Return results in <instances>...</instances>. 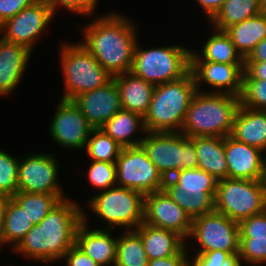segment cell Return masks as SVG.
I'll return each instance as SVG.
<instances>
[{
	"mask_svg": "<svg viewBox=\"0 0 266 266\" xmlns=\"http://www.w3.org/2000/svg\"><path fill=\"white\" fill-rule=\"evenodd\" d=\"M83 211L78 202L70 198L60 200L39 224L26 233L14 252L43 263L62 260L75 245Z\"/></svg>",
	"mask_w": 266,
	"mask_h": 266,
	"instance_id": "1",
	"label": "cell"
},
{
	"mask_svg": "<svg viewBox=\"0 0 266 266\" xmlns=\"http://www.w3.org/2000/svg\"><path fill=\"white\" fill-rule=\"evenodd\" d=\"M93 20L84 25L80 43L110 75L130 72L138 40L135 23L113 11Z\"/></svg>",
	"mask_w": 266,
	"mask_h": 266,
	"instance_id": "2",
	"label": "cell"
},
{
	"mask_svg": "<svg viewBox=\"0 0 266 266\" xmlns=\"http://www.w3.org/2000/svg\"><path fill=\"white\" fill-rule=\"evenodd\" d=\"M239 107L238 96L197 91L189 105L180 132L188 138L229 136Z\"/></svg>",
	"mask_w": 266,
	"mask_h": 266,
	"instance_id": "3",
	"label": "cell"
},
{
	"mask_svg": "<svg viewBox=\"0 0 266 266\" xmlns=\"http://www.w3.org/2000/svg\"><path fill=\"white\" fill-rule=\"evenodd\" d=\"M197 87L191 71L184 77L155 85L144 126L147 132H180Z\"/></svg>",
	"mask_w": 266,
	"mask_h": 266,
	"instance_id": "4",
	"label": "cell"
},
{
	"mask_svg": "<svg viewBox=\"0 0 266 266\" xmlns=\"http://www.w3.org/2000/svg\"><path fill=\"white\" fill-rule=\"evenodd\" d=\"M191 51L179 44L142 49L137 41L130 72L153 85L180 79L190 71Z\"/></svg>",
	"mask_w": 266,
	"mask_h": 266,
	"instance_id": "5",
	"label": "cell"
},
{
	"mask_svg": "<svg viewBox=\"0 0 266 266\" xmlns=\"http://www.w3.org/2000/svg\"><path fill=\"white\" fill-rule=\"evenodd\" d=\"M61 45L60 62L65 85L62 100L72 101L81 93L104 86L113 78L80 40L76 44Z\"/></svg>",
	"mask_w": 266,
	"mask_h": 266,
	"instance_id": "6",
	"label": "cell"
},
{
	"mask_svg": "<svg viewBox=\"0 0 266 266\" xmlns=\"http://www.w3.org/2000/svg\"><path fill=\"white\" fill-rule=\"evenodd\" d=\"M140 145L165 179L198 168L195 143L181 132H146Z\"/></svg>",
	"mask_w": 266,
	"mask_h": 266,
	"instance_id": "7",
	"label": "cell"
},
{
	"mask_svg": "<svg viewBox=\"0 0 266 266\" xmlns=\"http://www.w3.org/2000/svg\"><path fill=\"white\" fill-rule=\"evenodd\" d=\"M144 194L121 186L97 193L88 201L91 210L108 230L117 227L135 230L144 220Z\"/></svg>",
	"mask_w": 266,
	"mask_h": 266,
	"instance_id": "8",
	"label": "cell"
},
{
	"mask_svg": "<svg viewBox=\"0 0 266 266\" xmlns=\"http://www.w3.org/2000/svg\"><path fill=\"white\" fill-rule=\"evenodd\" d=\"M266 210V185L262 180L226 178L219 180L215 211L240 223Z\"/></svg>",
	"mask_w": 266,
	"mask_h": 266,
	"instance_id": "9",
	"label": "cell"
},
{
	"mask_svg": "<svg viewBox=\"0 0 266 266\" xmlns=\"http://www.w3.org/2000/svg\"><path fill=\"white\" fill-rule=\"evenodd\" d=\"M189 237L200 246L198 251L194 250L195 254L221 250L230 252L236 259L238 257L239 223L215 210L193 218Z\"/></svg>",
	"mask_w": 266,
	"mask_h": 266,
	"instance_id": "10",
	"label": "cell"
},
{
	"mask_svg": "<svg viewBox=\"0 0 266 266\" xmlns=\"http://www.w3.org/2000/svg\"><path fill=\"white\" fill-rule=\"evenodd\" d=\"M117 185L144 195L163 190L165 178L141 145L122 148L116 161Z\"/></svg>",
	"mask_w": 266,
	"mask_h": 266,
	"instance_id": "11",
	"label": "cell"
},
{
	"mask_svg": "<svg viewBox=\"0 0 266 266\" xmlns=\"http://www.w3.org/2000/svg\"><path fill=\"white\" fill-rule=\"evenodd\" d=\"M26 156V157H25ZM19 159L18 191L46 193L65 199L58 177V160L51 153H29Z\"/></svg>",
	"mask_w": 266,
	"mask_h": 266,
	"instance_id": "12",
	"label": "cell"
},
{
	"mask_svg": "<svg viewBox=\"0 0 266 266\" xmlns=\"http://www.w3.org/2000/svg\"><path fill=\"white\" fill-rule=\"evenodd\" d=\"M55 14L47 1H35L14 17L0 25V37L22 44L33 51L36 41L52 21Z\"/></svg>",
	"mask_w": 266,
	"mask_h": 266,
	"instance_id": "13",
	"label": "cell"
},
{
	"mask_svg": "<svg viewBox=\"0 0 266 266\" xmlns=\"http://www.w3.org/2000/svg\"><path fill=\"white\" fill-rule=\"evenodd\" d=\"M143 222L152 227L175 231L187 240L193 219L163 189L144 196Z\"/></svg>",
	"mask_w": 266,
	"mask_h": 266,
	"instance_id": "14",
	"label": "cell"
},
{
	"mask_svg": "<svg viewBox=\"0 0 266 266\" xmlns=\"http://www.w3.org/2000/svg\"><path fill=\"white\" fill-rule=\"evenodd\" d=\"M52 139L69 149H84L93 127L73 101L60 100L51 121Z\"/></svg>",
	"mask_w": 266,
	"mask_h": 266,
	"instance_id": "15",
	"label": "cell"
},
{
	"mask_svg": "<svg viewBox=\"0 0 266 266\" xmlns=\"http://www.w3.org/2000/svg\"><path fill=\"white\" fill-rule=\"evenodd\" d=\"M190 71L198 91H202L200 85L205 82L215 89L213 93L241 96L245 64L190 61Z\"/></svg>",
	"mask_w": 266,
	"mask_h": 266,
	"instance_id": "16",
	"label": "cell"
},
{
	"mask_svg": "<svg viewBox=\"0 0 266 266\" xmlns=\"http://www.w3.org/2000/svg\"><path fill=\"white\" fill-rule=\"evenodd\" d=\"M72 101L93 128H101L122 109L118 86L113 78L104 86L81 93Z\"/></svg>",
	"mask_w": 266,
	"mask_h": 266,
	"instance_id": "17",
	"label": "cell"
},
{
	"mask_svg": "<svg viewBox=\"0 0 266 266\" xmlns=\"http://www.w3.org/2000/svg\"><path fill=\"white\" fill-rule=\"evenodd\" d=\"M224 150L228 164V178L262 180L264 165L263 151L236 141L230 135L224 137Z\"/></svg>",
	"mask_w": 266,
	"mask_h": 266,
	"instance_id": "18",
	"label": "cell"
},
{
	"mask_svg": "<svg viewBox=\"0 0 266 266\" xmlns=\"http://www.w3.org/2000/svg\"><path fill=\"white\" fill-rule=\"evenodd\" d=\"M86 218L83 212V222L77 229L75 245L99 266H115L117 237H112L113 230H90Z\"/></svg>",
	"mask_w": 266,
	"mask_h": 266,
	"instance_id": "19",
	"label": "cell"
},
{
	"mask_svg": "<svg viewBox=\"0 0 266 266\" xmlns=\"http://www.w3.org/2000/svg\"><path fill=\"white\" fill-rule=\"evenodd\" d=\"M32 51L0 38V95H10L21 82Z\"/></svg>",
	"mask_w": 266,
	"mask_h": 266,
	"instance_id": "20",
	"label": "cell"
},
{
	"mask_svg": "<svg viewBox=\"0 0 266 266\" xmlns=\"http://www.w3.org/2000/svg\"><path fill=\"white\" fill-rule=\"evenodd\" d=\"M120 94L121 107L142 117L148 112L155 85L132 72L113 76Z\"/></svg>",
	"mask_w": 266,
	"mask_h": 266,
	"instance_id": "21",
	"label": "cell"
},
{
	"mask_svg": "<svg viewBox=\"0 0 266 266\" xmlns=\"http://www.w3.org/2000/svg\"><path fill=\"white\" fill-rule=\"evenodd\" d=\"M230 136L266 153V110H254L240 104Z\"/></svg>",
	"mask_w": 266,
	"mask_h": 266,
	"instance_id": "22",
	"label": "cell"
},
{
	"mask_svg": "<svg viewBox=\"0 0 266 266\" xmlns=\"http://www.w3.org/2000/svg\"><path fill=\"white\" fill-rule=\"evenodd\" d=\"M141 237L149 260L177 255L186 245V240L177 232L152 227L141 223L135 229Z\"/></svg>",
	"mask_w": 266,
	"mask_h": 266,
	"instance_id": "23",
	"label": "cell"
},
{
	"mask_svg": "<svg viewBox=\"0 0 266 266\" xmlns=\"http://www.w3.org/2000/svg\"><path fill=\"white\" fill-rule=\"evenodd\" d=\"M190 139L195 143L198 168L211 174L218 181L228 178L224 138L197 136Z\"/></svg>",
	"mask_w": 266,
	"mask_h": 266,
	"instance_id": "24",
	"label": "cell"
},
{
	"mask_svg": "<svg viewBox=\"0 0 266 266\" xmlns=\"http://www.w3.org/2000/svg\"><path fill=\"white\" fill-rule=\"evenodd\" d=\"M101 129L123 148L139 146L144 139V135L140 138H133V134L139 133L140 130V133L145 134L147 132L144 126V118L139 114L124 109L114 114Z\"/></svg>",
	"mask_w": 266,
	"mask_h": 266,
	"instance_id": "25",
	"label": "cell"
},
{
	"mask_svg": "<svg viewBox=\"0 0 266 266\" xmlns=\"http://www.w3.org/2000/svg\"><path fill=\"white\" fill-rule=\"evenodd\" d=\"M201 51H191L190 61H211L226 64H245L230 36L225 31L213 29ZM200 54V55H199Z\"/></svg>",
	"mask_w": 266,
	"mask_h": 266,
	"instance_id": "26",
	"label": "cell"
},
{
	"mask_svg": "<svg viewBox=\"0 0 266 266\" xmlns=\"http://www.w3.org/2000/svg\"><path fill=\"white\" fill-rule=\"evenodd\" d=\"M225 32L230 36L237 52L245 60L255 46L266 38V16L259 14L228 27Z\"/></svg>",
	"mask_w": 266,
	"mask_h": 266,
	"instance_id": "27",
	"label": "cell"
},
{
	"mask_svg": "<svg viewBox=\"0 0 266 266\" xmlns=\"http://www.w3.org/2000/svg\"><path fill=\"white\" fill-rule=\"evenodd\" d=\"M261 14L260 0H225L210 20L213 29L225 31L231 25Z\"/></svg>",
	"mask_w": 266,
	"mask_h": 266,
	"instance_id": "28",
	"label": "cell"
},
{
	"mask_svg": "<svg viewBox=\"0 0 266 266\" xmlns=\"http://www.w3.org/2000/svg\"><path fill=\"white\" fill-rule=\"evenodd\" d=\"M164 190L192 219L215 210L216 193H187L169 178L165 179Z\"/></svg>",
	"mask_w": 266,
	"mask_h": 266,
	"instance_id": "29",
	"label": "cell"
},
{
	"mask_svg": "<svg viewBox=\"0 0 266 266\" xmlns=\"http://www.w3.org/2000/svg\"><path fill=\"white\" fill-rule=\"evenodd\" d=\"M34 226L24 209L13 199L7 198L4 216V245L14 250Z\"/></svg>",
	"mask_w": 266,
	"mask_h": 266,
	"instance_id": "30",
	"label": "cell"
},
{
	"mask_svg": "<svg viewBox=\"0 0 266 266\" xmlns=\"http://www.w3.org/2000/svg\"><path fill=\"white\" fill-rule=\"evenodd\" d=\"M148 261L140 234L136 230H125L117 238L115 266H147Z\"/></svg>",
	"mask_w": 266,
	"mask_h": 266,
	"instance_id": "31",
	"label": "cell"
},
{
	"mask_svg": "<svg viewBox=\"0 0 266 266\" xmlns=\"http://www.w3.org/2000/svg\"><path fill=\"white\" fill-rule=\"evenodd\" d=\"M122 148L103 129L93 128L86 142L85 151L90 160L116 164Z\"/></svg>",
	"mask_w": 266,
	"mask_h": 266,
	"instance_id": "32",
	"label": "cell"
},
{
	"mask_svg": "<svg viewBox=\"0 0 266 266\" xmlns=\"http://www.w3.org/2000/svg\"><path fill=\"white\" fill-rule=\"evenodd\" d=\"M169 179L187 193H216L217 190L218 180L200 168L181 169Z\"/></svg>",
	"mask_w": 266,
	"mask_h": 266,
	"instance_id": "33",
	"label": "cell"
},
{
	"mask_svg": "<svg viewBox=\"0 0 266 266\" xmlns=\"http://www.w3.org/2000/svg\"><path fill=\"white\" fill-rule=\"evenodd\" d=\"M24 209L34 225L39 224L60 201L56 195L18 191L12 197Z\"/></svg>",
	"mask_w": 266,
	"mask_h": 266,
	"instance_id": "34",
	"label": "cell"
},
{
	"mask_svg": "<svg viewBox=\"0 0 266 266\" xmlns=\"http://www.w3.org/2000/svg\"><path fill=\"white\" fill-rule=\"evenodd\" d=\"M19 159L0 149V196L12 198L18 192Z\"/></svg>",
	"mask_w": 266,
	"mask_h": 266,
	"instance_id": "35",
	"label": "cell"
},
{
	"mask_svg": "<svg viewBox=\"0 0 266 266\" xmlns=\"http://www.w3.org/2000/svg\"><path fill=\"white\" fill-rule=\"evenodd\" d=\"M249 266L266 263V237H240L238 266L243 262Z\"/></svg>",
	"mask_w": 266,
	"mask_h": 266,
	"instance_id": "36",
	"label": "cell"
},
{
	"mask_svg": "<svg viewBox=\"0 0 266 266\" xmlns=\"http://www.w3.org/2000/svg\"><path fill=\"white\" fill-rule=\"evenodd\" d=\"M240 104L254 110H266V80L243 79Z\"/></svg>",
	"mask_w": 266,
	"mask_h": 266,
	"instance_id": "37",
	"label": "cell"
},
{
	"mask_svg": "<svg viewBox=\"0 0 266 266\" xmlns=\"http://www.w3.org/2000/svg\"><path fill=\"white\" fill-rule=\"evenodd\" d=\"M87 173L89 183L97 190L105 191L117 185L116 164L104 161H91Z\"/></svg>",
	"mask_w": 266,
	"mask_h": 266,
	"instance_id": "38",
	"label": "cell"
},
{
	"mask_svg": "<svg viewBox=\"0 0 266 266\" xmlns=\"http://www.w3.org/2000/svg\"><path fill=\"white\" fill-rule=\"evenodd\" d=\"M190 266H238L237 259L230 253L214 250L193 255Z\"/></svg>",
	"mask_w": 266,
	"mask_h": 266,
	"instance_id": "39",
	"label": "cell"
},
{
	"mask_svg": "<svg viewBox=\"0 0 266 266\" xmlns=\"http://www.w3.org/2000/svg\"><path fill=\"white\" fill-rule=\"evenodd\" d=\"M48 4L53 10L54 14L57 13L56 10L61 6L69 11L70 13L80 14L82 16H88L95 13L98 2L97 0H49Z\"/></svg>",
	"mask_w": 266,
	"mask_h": 266,
	"instance_id": "40",
	"label": "cell"
},
{
	"mask_svg": "<svg viewBox=\"0 0 266 266\" xmlns=\"http://www.w3.org/2000/svg\"><path fill=\"white\" fill-rule=\"evenodd\" d=\"M240 237H266V210L239 223Z\"/></svg>",
	"mask_w": 266,
	"mask_h": 266,
	"instance_id": "41",
	"label": "cell"
},
{
	"mask_svg": "<svg viewBox=\"0 0 266 266\" xmlns=\"http://www.w3.org/2000/svg\"><path fill=\"white\" fill-rule=\"evenodd\" d=\"M37 0H0V25Z\"/></svg>",
	"mask_w": 266,
	"mask_h": 266,
	"instance_id": "42",
	"label": "cell"
},
{
	"mask_svg": "<svg viewBox=\"0 0 266 266\" xmlns=\"http://www.w3.org/2000/svg\"><path fill=\"white\" fill-rule=\"evenodd\" d=\"M65 259L66 266H99L91 257L74 245L69 249L62 260Z\"/></svg>",
	"mask_w": 266,
	"mask_h": 266,
	"instance_id": "43",
	"label": "cell"
},
{
	"mask_svg": "<svg viewBox=\"0 0 266 266\" xmlns=\"http://www.w3.org/2000/svg\"><path fill=\"white\" fill-rule=\"evenodd\" d=\"M188 247H184L177 255L166 258L152 259L147 266H190Z\"/></svg>",
	"mask_w": 266,
	"mask_h": 266,
	"instance_id": "44",
	"label": "cell"
},
{
	"mask_svg": "<svg viewBox=\"0 0 266 266\" xmlns=\"http://www.w3.org/2000/svg\"><path fill=\"white\" fill-rule=\"evenodd\" d=\"M243 79L266 80V61H245Z\"/></svg>",
	"mask_w": 266,
	"mask_h": 266,
	"instance_id": "45",
	"label": "cell"
},
{
	"mask_svg": "<svg viewBox=\"0 0 266 266\" xmlns=\"http://www.w3.org/2000/svg\"><path fill=\"white\" fill-rule=\"evenodd\" d=\"M209 21L216 15V13L221 9L225 0H196Z\"/></svg>",
	"mask_w": 266,
	"mask_h": 266,
	"instance_id": "46",
	"label": "cell"
},
{
	"mask_svg": "<svg viewBox=\"0 0 266 266\" xmlns=\"http://www.w3.org/2000/svg\"><path fill=\"white\" fill-rule=\"evenodd\" d=\"M245 61H266V38L255 46Z\"/></svg>",
	"mask_w": 266,
	"mask_h": 266,
	"instance_id": "47",
	"label": "cell"
},
{
	"mask_svg": "<svg viewBox=\"0 0 266 266\" xmlns=\"http://www.w3.org/2000/svg\"><path fill=\"white\" fill-rule=\"evenodd\" d=\"M7 197L0 196V246L4 245V216Z\"/></svg>",
	"mask_w": 266,
	"mask_h": 266,
	"instance_id": "48",
	"label": "cell"
},
{
	"mask_svg": "<svg viewBox=\"0 0 266 266\" xmlns=\"http://www.w3.org/2000/svg\"><path fill=\"white\" fill-rule=\"evenodd\" d=\"M266 153H264L263 178L262 181L266 185Z\"/></svg>",
	"mask_w": 266,
	"mask_h": 266,
	"instance_id": "49",
	"label": "cell"
},
{
	"mask_svg": "<svg viewBox=\"0 0 266 266\" xmlns=\"http://www.w3.org/2000/svg\"><path fill=\"white\" fill-rule=\"evenodd\" d=\"M261 1V13L266 16V0H260Z\"/></svg>",
	"mask_w": 266,
	"mask_h": 266,
	"instance_id": "50",
	"label": "cell"
}]
</instances>
